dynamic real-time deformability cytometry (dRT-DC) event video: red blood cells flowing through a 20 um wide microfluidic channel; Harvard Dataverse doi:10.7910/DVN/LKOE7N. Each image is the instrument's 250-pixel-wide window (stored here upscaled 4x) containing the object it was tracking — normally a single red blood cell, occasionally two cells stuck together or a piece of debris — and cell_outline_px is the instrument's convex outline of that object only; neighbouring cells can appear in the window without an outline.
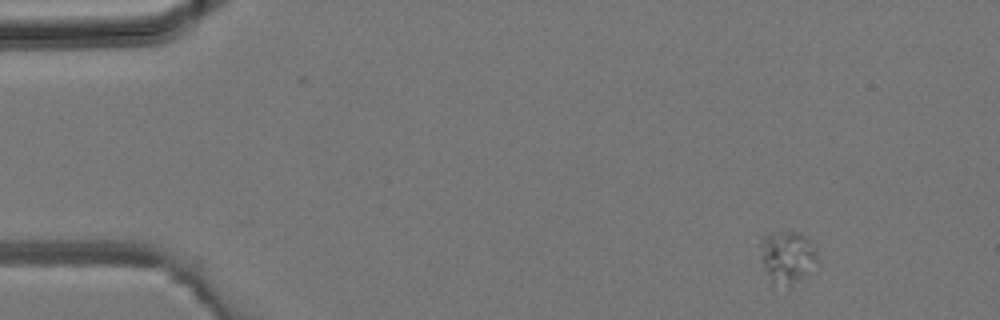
{"species": "common noctule bat (a hibernating species)", "species_latin": "Nyctalus noctula", "temperature_condition": "room temperature", "stored_images_in_passage": 40, "camera_frame_rate_fps": 3000, "um_per_image_px": 0.085, "animal": {"sex": "male", "body_mass_g": 19.2, "forearm_length_mm": 51.8}, "frame": {"image": 1, "passage_image": 1, "time_ms": 0.0, "image_size_px": [1000, 320], "cell_outline_px": [[820, 264], [788, 288], [772, 284], [756, 244], [768, 232], [800, 232], [808, 236], [812, 240], [820, 260]], "centroid_in_image_um": [66.96, 21.82], "position_along_channel_um": 18.0, "area_um2": 18.26}}
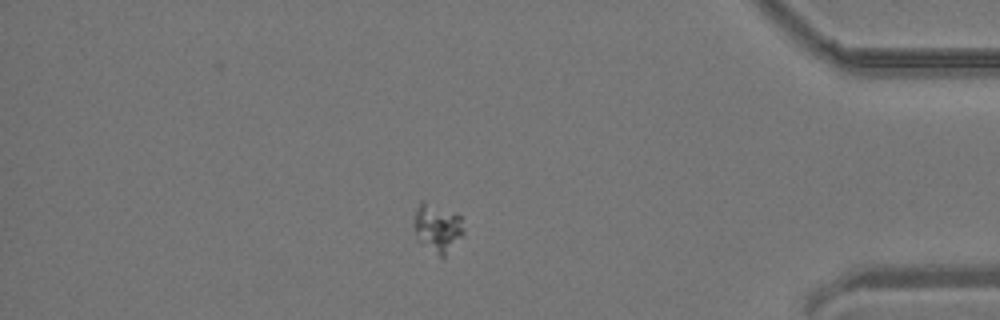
{"frame": {"image": 2, "passage_image": 34, "time_ms": 11.0, "image_size_px": [1000, 320], "cell_outline_px": [[464, 236], [444, 256], [440, 256], [420, 244], [416, 240], [412, 224], [416, 208], [420, 200], [424, 200], [456, 212], [460, 216], [464, 232]], "centroid_in_image_um": [37.14, 19.34], "position_along_channel_um": 398.1, "area_um2": 14.57}}
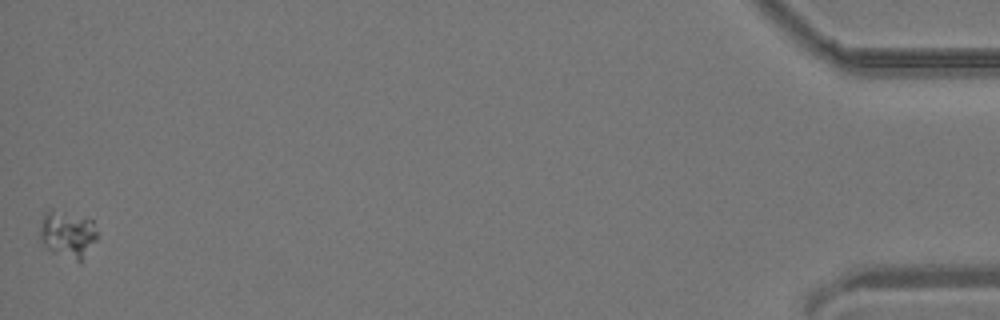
{"frame": {"image": 3, "passage_image": 40, "time_ms": 13.0, "image_size_px": [1000, 320], "cell_outline_px": [[96, 240], [80, 264], [52, 252], [44, 244], [40, 236], [40, 224], [44, 212], [48, 208], [52, 208], [92, 220], [96, 232]], "centroid_in_image_um": [5.73, 19.92], "position_along_channel_um": 429.5, "area_um2": 15.84}}